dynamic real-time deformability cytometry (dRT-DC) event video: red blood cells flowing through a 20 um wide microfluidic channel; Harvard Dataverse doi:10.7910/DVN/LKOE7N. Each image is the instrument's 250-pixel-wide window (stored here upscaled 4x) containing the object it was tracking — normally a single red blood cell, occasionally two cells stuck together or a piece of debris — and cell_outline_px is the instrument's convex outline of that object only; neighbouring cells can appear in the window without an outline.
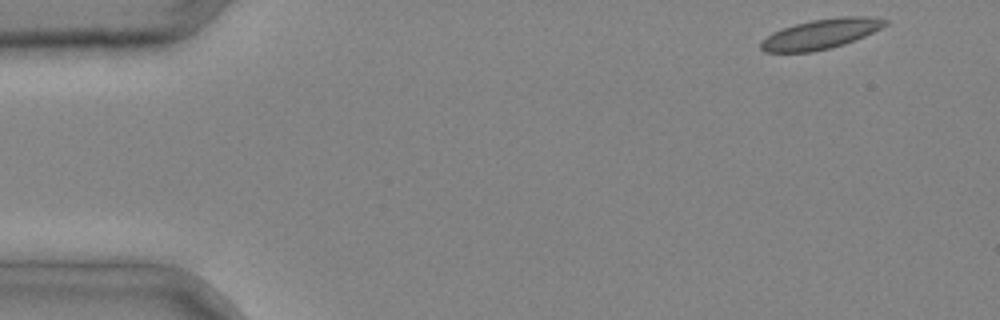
{"species": "common noctule bat (a hibernating species)", "species_latin": "Nyctalus noctula", "temperature_condition": "cold", "stored_images_in_passage": 4, "camera_frame_rate_fps": 3000, "um_per_image_px": 0.085, "animal": {"sex": "male", "body_mass_g": 20.4}, "frame": {"image": 1, "passage_image": 1, "time_ms": 0.0, "image_size_px": [1000, 320], "cell_outline_px": [[888, 24], [856, 40], [844, 44], [812, 52], [764, 52], [760, 48], [760, 44], [772, 32], [796, 24], [812, 20], [840, 16], [868, 16], [888, 20]], "centroid_in_image_um": [69.79, 2.88], "position_along_channel_um": 15.2, "area_um2": 21.44}}